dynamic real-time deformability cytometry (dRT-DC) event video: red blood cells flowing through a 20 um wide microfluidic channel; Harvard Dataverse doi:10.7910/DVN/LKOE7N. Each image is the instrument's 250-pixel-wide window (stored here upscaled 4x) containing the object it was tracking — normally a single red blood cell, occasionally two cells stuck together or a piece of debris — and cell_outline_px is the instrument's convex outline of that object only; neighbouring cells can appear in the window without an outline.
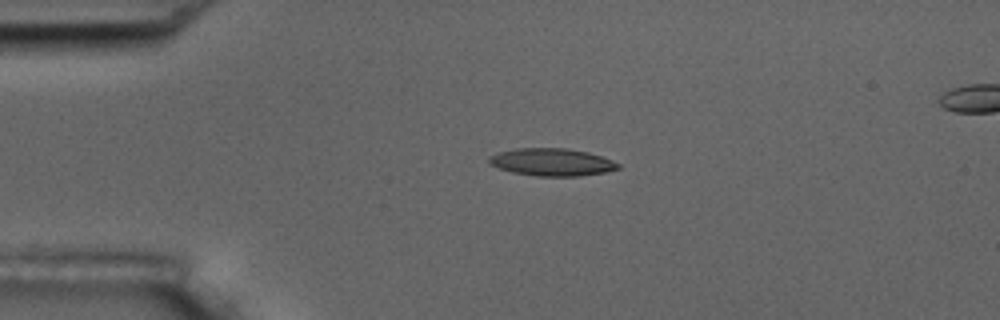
{"species": "common noctule bat (a hibernating species)", "species_latin": "Nyctalus noctula", "temperature_condition": "room temperature", "stored_images_in_passage": 6, "camera_frame_rate_fps": 3000, "um_per_image_px": 0.085, "animal": {"sex": "male", "body_mass_g": 17.5, "forearm_length_mm": 52.3}, "frame": {"image": 1, "passage_image": 4, "time_ms": 1.0, "image_size_px": [1000, 320], "cell_outline_px": [[620, 168], [604, 172], [580, 176], [536, 176], [512, 172], [488, 164], [488, 156], [496, 152], [516, 148], [568, 148], [588, 152], [612, 160], [620, 164]], "centroid_in_image_um": [46.87, 13.77], "position_along_channel_um": 38.1, "area_um2": 20.81}}